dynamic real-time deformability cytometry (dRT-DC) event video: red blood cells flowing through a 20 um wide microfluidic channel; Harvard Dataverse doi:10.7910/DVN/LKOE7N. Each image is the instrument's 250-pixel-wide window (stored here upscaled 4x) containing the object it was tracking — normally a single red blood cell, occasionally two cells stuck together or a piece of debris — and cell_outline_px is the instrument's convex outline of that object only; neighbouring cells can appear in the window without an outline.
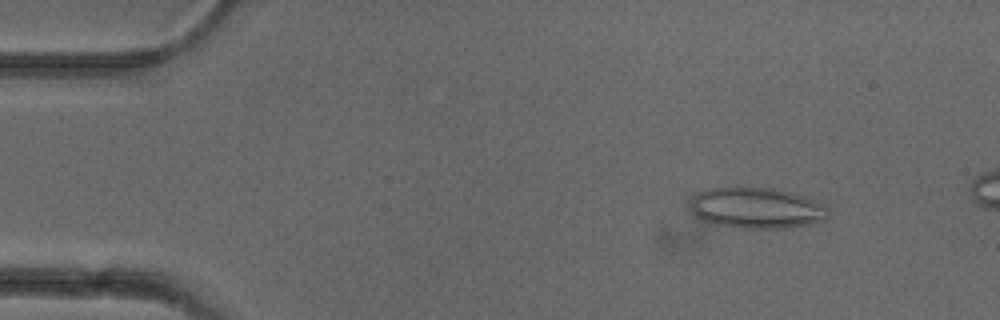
{"species": "common noctule bat (a hibernating species)", "species_latin": "Nyctalus noctula", "temperature_condition": "cold", "stored_images_in_passage": 49, "camera_frame_rate_fps": 3000, "um_per_image_px": 0.085, "animal": {"sex": "female"}, "frame": {"image": 1, "passage_image": 6, "time_ms": 1.667, "image_size_px": [1000, 320], "cell_outline_px": [[828, 216], [824, 220], [812, 224], [784, 228], [744, 228], [716, 224], [700, 220], [692, 212], [692, 196], [700, 192], [712, 188], [776, 188], [792, 192], [804, 196], [828, 208]], "centroid_in_image_um": [64.32, 17.69], "position_along_channel_um": 20.7, "area_um2": 32.6}}
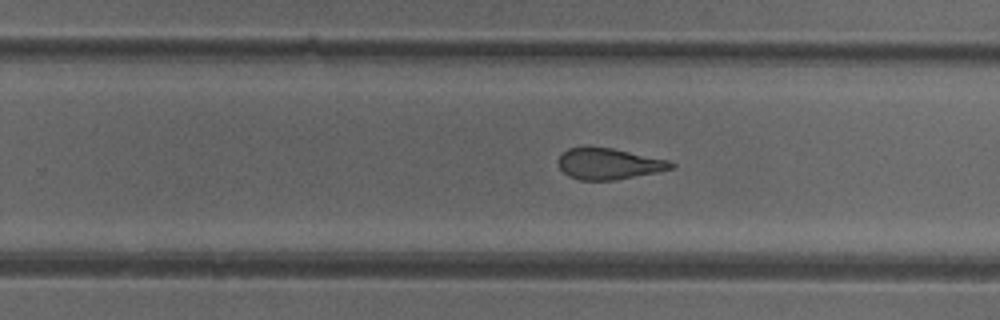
{"frame": {"image": 2, "passage_image": 32, "time_ms": 10.333, "image_size_px": [1000, 320], "cell_outline_px": [[676, 168], [616, 180], [580, 180], [568, 176], [556, 164], [560, 156], [568, 148], [584, 144], [588, 144], [612, 148], [668, 160], [676, 164]], "centroid_in_image_um": [51.71, 13.89], "position_along_channel_um": 278.1, "area_um2": 20.98}}
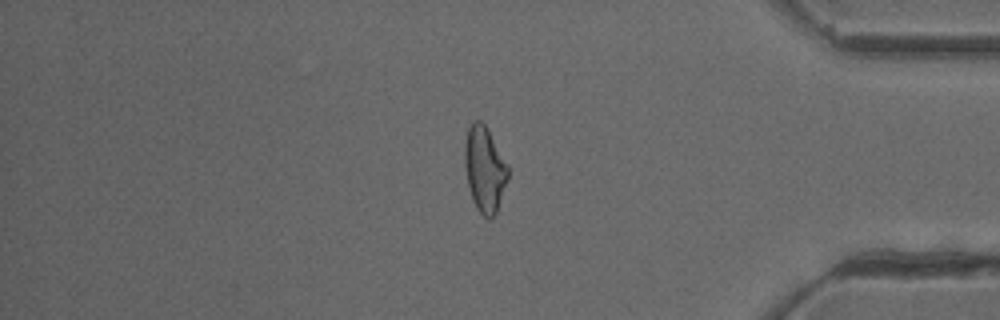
{"frame": {"image": 3, "passage_image": 43, "time_ms": 14.0, "image_size_px": [1000, 320], "cell_outline_px": [[508, 180], [496, 212], [488, 220], [476, 208], [472, 200], [468, 184], [464, 164], [464, 144], [468, 128], [476, 120], [480, 120], [484, 124], [508, 164]], "centroid_in_image_um": [41.19, 14.39], "position_along_channel_um": 394.0, "area_um2": 21.44}}